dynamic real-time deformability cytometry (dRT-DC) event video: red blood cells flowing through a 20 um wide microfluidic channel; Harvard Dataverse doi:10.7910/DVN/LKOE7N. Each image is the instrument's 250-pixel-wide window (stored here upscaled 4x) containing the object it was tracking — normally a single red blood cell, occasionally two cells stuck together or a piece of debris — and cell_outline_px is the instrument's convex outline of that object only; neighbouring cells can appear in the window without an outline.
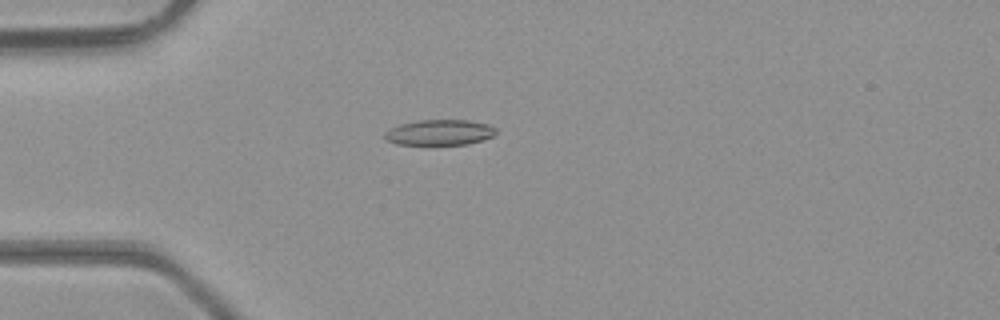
{"species": "common noctule bat (a hibernating species)", "species_latin": "Nyctalus noctula", "temperature_condition": "room temperature", "stored_images_in_passage": 4, "camera_frame_rate_fps": 3000, "um_per_image_px": 0.085, "animal": {"sex": "male", "body_mass_g": 23.1, "forearm_length_mm": 52.7}, "frame": {"image": 1, "passage_image": 3, "time_ms": 0.667, "image_size_px": [1000, 320], "cell_outline_px": [[496, 132], [492, 136], [468, 144], [396, 144], [384, 140], [384, 132], [400, 124], [416, 120], [468, 120], [488, 124], [496, 128]], "centroid_in_image_um": [37.33, 11.25], "position_along_channel_um": 47.7, "area_um2": 16.47}}